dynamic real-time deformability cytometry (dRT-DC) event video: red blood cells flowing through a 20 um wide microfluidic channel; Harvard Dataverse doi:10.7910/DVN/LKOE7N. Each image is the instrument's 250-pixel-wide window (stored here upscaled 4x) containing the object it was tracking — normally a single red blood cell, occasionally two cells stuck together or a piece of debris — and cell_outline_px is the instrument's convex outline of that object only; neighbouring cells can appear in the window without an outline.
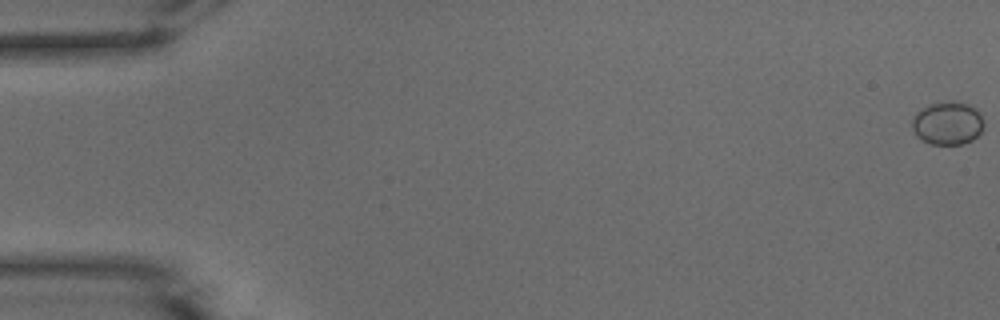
{"species": "common noctule bat (a hibernating species)", "species_latin": "Nyctalus noctula", "temperature_condition": "warm", "stored_images_in_passage": 54, "camera_frame_rate_fps": 3000, "um_per_image_px": 0.085, "animal": {"sex": "male", "body_mass_g": 15.6}, "frame": {"image": 1, "passage_image": 1, "time_ms": 0.0, "image_size_px": [1000, 320], "cell_outline_px": [[984, 128], [972, 140], [964, 144], [932, 144], [916, 136], [912, 128], [912, 120], [916, 112], [920, 108], [932, 104], [952, 100], [968, 104], [976, 108], [980, 112], [984, 124]], "centroid_in_image_um": [80.56, 10.46], "position_along_channel_um": 4.4, "area_um2": 18.15}}
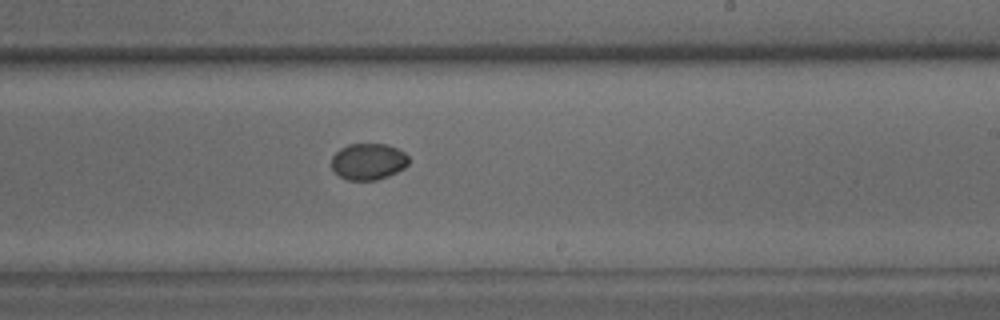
{"frame": {"image": 2, "passage_image": 33, "time_ms": 10.667, "image_size_px": [1000, 320], "cell_outline_px": [[408, 164], [404, 168], [388, 176], [376, 180], [348, 180], [340, 176], [332, 168], [332, 156], [340, 148], [348, 144], [388, 144], [404, 152], [408, 156]], "centroid_in_image_um": [31.31, 13.72], "position_along_channel_um": 257.7, "area_um2": 16.36}}
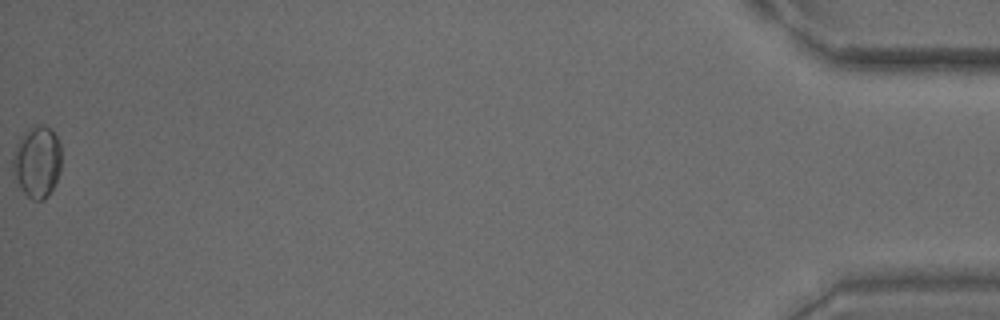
{"frame": {"image": 3, "passage_image": 54, "time_ms": 17.667, "image_size_px": [1000, 320], "cell_outline_px": [[60, 172], [52, 188], [44, 200], [32, 200], [20, 188], [12, 168], [12, 160], [16, 144], [20, 136], [28, 128], [40, 124], [44, 124], [56, 136], [60, 144]], "centroid_in_image_um": [3.14, 13.74], "position_along_channel_um": 432.1, "area_um2": 20.17}, "authors_computed_cell_mechanics": {"area_um2": 16.9354, "velocity_mm_per_s": 3.8837, "shape_relaxation_time_tau1_ms": 9.8641, "shape_relaxation_time_tau2_ms": 2.245, "deformation_change_tau1": 0.1268, "deformation_change_tau2": 0.0128}}